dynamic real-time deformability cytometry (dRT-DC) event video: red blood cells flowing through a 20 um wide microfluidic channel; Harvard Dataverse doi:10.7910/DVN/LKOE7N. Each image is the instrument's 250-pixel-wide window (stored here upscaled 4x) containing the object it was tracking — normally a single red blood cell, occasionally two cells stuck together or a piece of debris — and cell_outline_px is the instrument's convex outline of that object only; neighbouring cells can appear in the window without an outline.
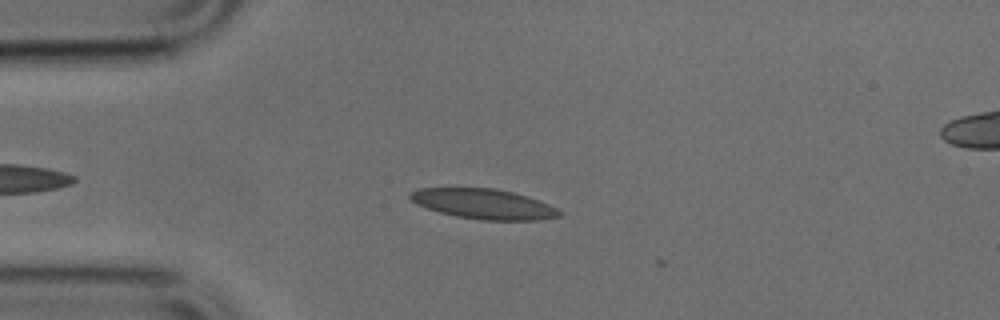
{"species": "common noctule bat (a hibernating species)", "species_latin": "Nyctalus noctula", "temperature_condition": "cold", "stored_images_in_passage": 3, "camera_frame_rate_fps": 3000, "um_per_image_px": 0.085, "animal": {"sex": "male", "body_mass_g": 17.9, "forearm_length_mm": 54.2}, "frame": {"image": 1, "passage_image": 1, "time_ms": 0.0, "image_size_px": [1000, 320], "cell_outline_px": [[564, 212], [560, 216], [536, 220], [484, 220], [456, 216], [440, 212], [416, 204], [408, 196], [416, 188], [496, 188], [528, 196], [540, 200]], "centroid_in_image_um": [41.13, 17.33], "position_along_channel_um": 43.9, "area_um2": 26.07}}